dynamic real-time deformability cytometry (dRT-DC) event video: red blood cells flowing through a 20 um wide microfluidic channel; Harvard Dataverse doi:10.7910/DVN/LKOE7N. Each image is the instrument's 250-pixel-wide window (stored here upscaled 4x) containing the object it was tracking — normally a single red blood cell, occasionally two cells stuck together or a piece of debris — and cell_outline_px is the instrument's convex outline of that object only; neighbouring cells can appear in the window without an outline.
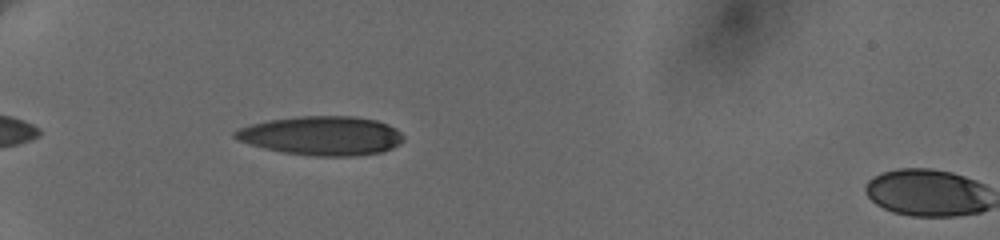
{"species": "human", "species_latin": "Homo sapiens", "temperature_condition": "cold", "stored_images_in_passage": 2, "camera_frame_rate_fps": 3000, "um_per_image_px": 0.085, "donor": {"sex": "female"}, "frame": {"image": 1, "passage_image": 1, "time_ms": 0.0, "image_size_px": [1000, 240], "cell_outline_px": [[404, 140], [400, 144], [392, 148], [380, 152], [356, 156], [316, 156], [284, 152], [264, 148], [248, 144], [236, 140], [232, 136], [232, 132], [240, 128], [252, 124], [268, 120], [300, 116], [356, 116], [376, 120], [388, 124], [396, 128], [404, 136]], "centroid_in_image_um": [27.35, 11.53], "position_along_channel_um": 57.6, "area_um2": 38.49}}